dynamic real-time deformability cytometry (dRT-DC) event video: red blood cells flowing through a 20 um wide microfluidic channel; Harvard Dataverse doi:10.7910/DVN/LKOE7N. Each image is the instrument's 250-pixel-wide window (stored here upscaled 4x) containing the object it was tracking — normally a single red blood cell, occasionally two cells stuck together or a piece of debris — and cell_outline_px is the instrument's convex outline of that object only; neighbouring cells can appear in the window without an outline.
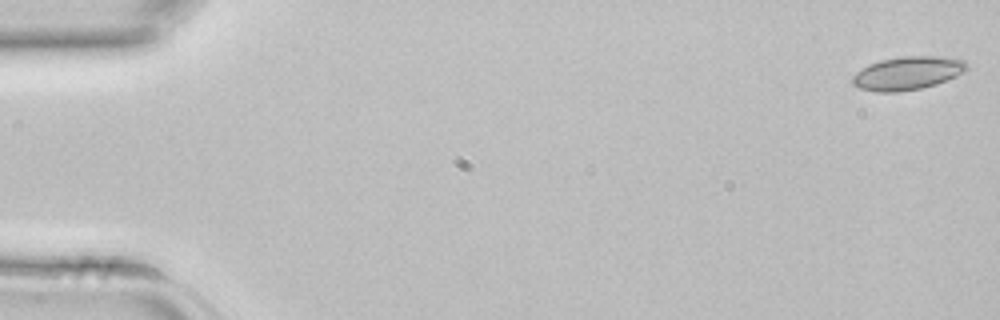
{"species": "common noctule bat (a hibernating species)", "species_latin": "Nyctalus noctula", "temperature_condition": "room temperature", "stored_images_in_passage": 15, "camera_frame_rate_fps": 3000, "um_per_image_px": 0.085, "animal": {"sex": "female", "body_mass_g": 22.7, "forearm_length_mm": 54.2}, "frame": {"image": 1, "passage_image": 1, "time_ms": 0.0, "image_size_px": [1000, 320], "cell_outline_px": [[968, 68], [964, 72], [936, 84], [920, 88], [900, 92], [876, 92], [860, 88], [852, 84], [852, 76], [856, 72], [868, 64], [880, 60], [904, 56], [936, 56], [964, 60], [968, 64]], "centroid_in_image_um": [77.12, 6.22], "position_along_channel_um": 7.9, "area_um2": 22.14}}
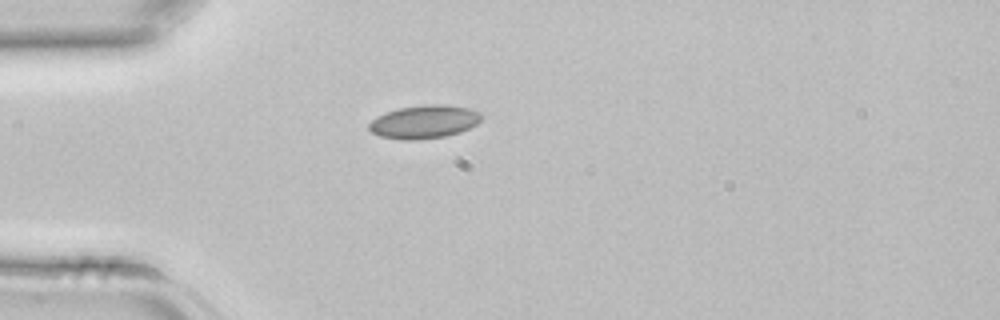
{"frame": {"image": 2, "passage_image": 12, "time_ms": 3.667, "image_size_px": [1000, 320], "cell_outline_px": [[484, 116], [476, 124], [460, 132], [444, 136], [412, 140], [404, 140], [380, 136], [372, 132], [368, 128], [368, 124], [376, 116], [384, 112], [400, 108], [424, 104], [448, 104], [468, 108], [480, 112]], "centroid_in_image_um": [36.05, 10.33], "position_along_channel_um": 49.0, "area_um2": 21.85}}